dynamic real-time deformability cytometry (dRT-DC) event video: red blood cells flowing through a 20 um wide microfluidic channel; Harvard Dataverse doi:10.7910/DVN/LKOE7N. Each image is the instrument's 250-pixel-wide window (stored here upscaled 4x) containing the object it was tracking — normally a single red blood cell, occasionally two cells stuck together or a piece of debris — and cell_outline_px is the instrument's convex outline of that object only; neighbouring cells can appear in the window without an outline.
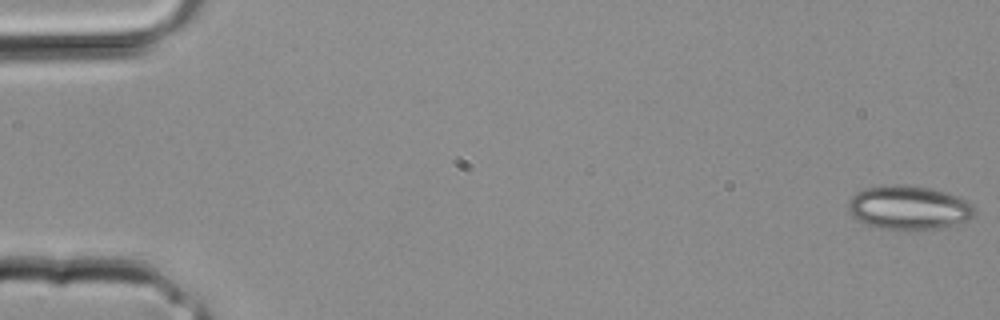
{"species": "common noctule bat (a hibernating species)", "species_latin": "Nyctalus noctula", "temperature_condition": "room temperature", "stored_images_in_passage": 33, "camera_frame_rate_fps": 3000, "um_per_image_px": 0.085, "animal": {"sex": "male", "body_mass_g": 20.4}, "frame": {"image": 1, "passage_image": 1, "time_ms": 0.0, "image_size_px": [1000, 320], "cell_outline_px": [[976, 212], [968, 220], [936, 228], [896, 232], [880, 228], [868, 224], [852, 216], [848, 212], [848, 200], [856, 192], [864, 188], [884, 184], [900, 184], [932, 188], [956, 196], [972, 204], [976, 208]], "centroid_in_image_um": [77.19, 17.65], "position_along_channel_um": 7.8, "area_um2": 32.71}}
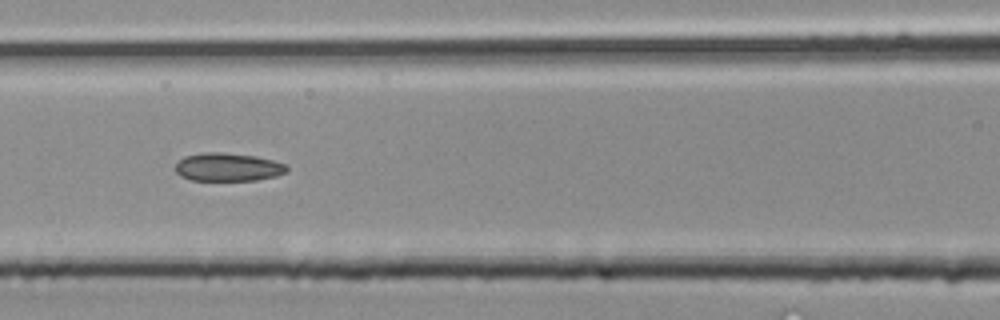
{"frame": {"image": 2, "passage_image": 15, "time_ms": 4.667, "image_size_px": [1000, 320], "cell_outline_px": [[288, 168], [284, 172], [276, 176], [256, 180], [192, 180], [180, 176], [176, 172], [176, 164], [184, 156], [200, 152], [224, 152], [256, 156], [288, 164]], "centroid_in_image_um": [19.37, 14.19], "position_along_channel_um": 147.2, "area_um2": 18.38}}
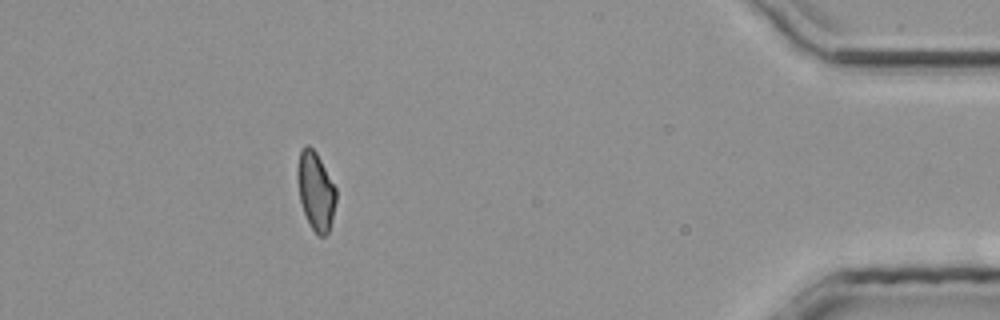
{"frame": {"image": 3, "passage_image": 30, "time_ms": 9.667, "image_size_px": [1000, 320], "cell_outline_px": [[336, 200], [332, 220], [328, 232], [324, 236], [320, 236], [312, 228], [304, 212], [300, 200], [296, 176], [296, 172], [300, 152], [304, 144], [308, 144], [316, 152], [336, 188]], "centroid_in_image_um": [26.83, 16.2], "position_along_channel_um": 408.4, "area_um2": 17.46}}